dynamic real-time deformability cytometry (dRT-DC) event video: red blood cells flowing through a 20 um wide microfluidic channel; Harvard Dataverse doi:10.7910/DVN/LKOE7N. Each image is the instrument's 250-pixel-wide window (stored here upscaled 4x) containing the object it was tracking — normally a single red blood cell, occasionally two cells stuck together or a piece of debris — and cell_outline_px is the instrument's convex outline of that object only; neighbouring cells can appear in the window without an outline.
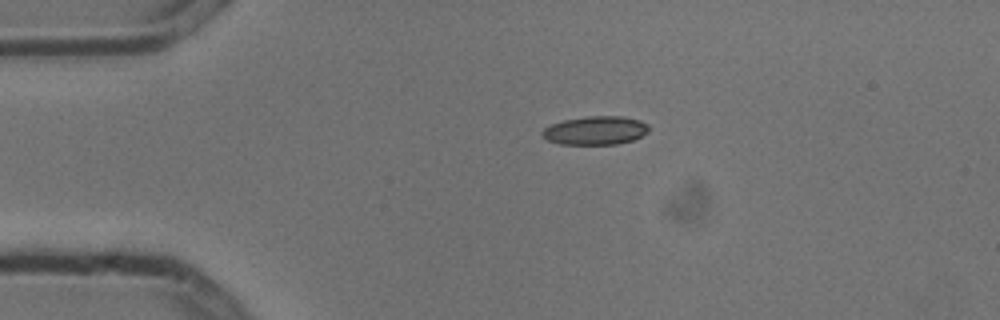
{"species": "common noctule bat (a hibernating species)", "species_latin": "Nyctalus noctula", "temperature_condition": "cold", "stored_images_in_passage": 2, "camera_frame_rate_fps": 3000, "um_per_image_px": 0.085, "animal": {"sex": "male", "body_mass_g": 13.3}, "frame": {"image": 1, "passage_image": 1, "time_ms": 0.0, "image_size_px": [1000, 320], "cell_outline_px": [[648, 132], [632, 140], [616, 144], [560, 144], [548, 140], [540, 132], [544, 128], [552, 124], [564, 120], [588, 116], [624, 116], [640, 120], [648, 124]], "centroid_in_image_um": [50.62, 11.08], "position_along_channel_um": 34.4, "area_um2": 17.63}}